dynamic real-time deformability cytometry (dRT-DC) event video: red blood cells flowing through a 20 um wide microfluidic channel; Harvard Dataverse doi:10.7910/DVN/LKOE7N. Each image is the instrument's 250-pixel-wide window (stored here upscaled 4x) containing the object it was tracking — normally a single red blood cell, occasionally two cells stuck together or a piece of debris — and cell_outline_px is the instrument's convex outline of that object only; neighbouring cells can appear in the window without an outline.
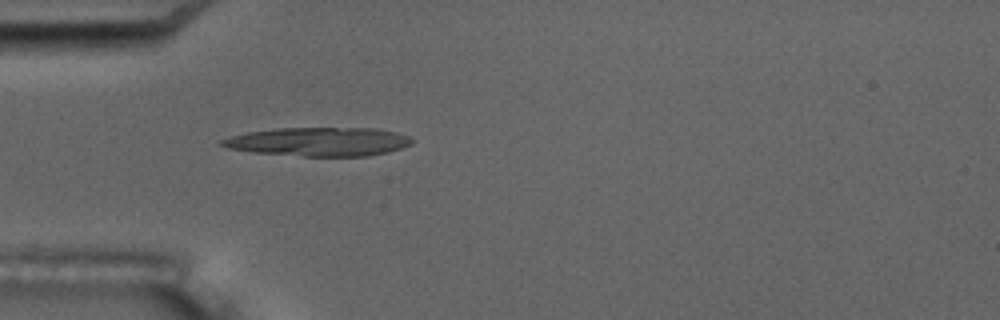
{"species": "common noctule bat (a hibernating species)", "species_latin": "Nyctalus noctula", "temperature_condition": "room temperature", "stored_images_in_passage": 5, "camera_frame_rate_fps": 3000, "um_per_image_px": 0.085, "animal": {"sex": "male", "body_mass_g": 17.5, "forearm_length_mm": 52.3}, "frame": {"image": 1, "passage_image": 5, "time_ms": 4.667, "image_size_px": [1000, 320], "cell_outline_px": [[416, 140], [412, 144], [388, 152], [368, 156], [304, 156], [252, 152], [228, 148], [216, 144], [220, 140], [232, 136], [248, 132], [276, 128], [376, 128], [396, 132], [412, 136]], "centroid_in_image_um": [27.13, 12.04], "position_along_channel_um": 57.9, "area_um2": 32.08}}